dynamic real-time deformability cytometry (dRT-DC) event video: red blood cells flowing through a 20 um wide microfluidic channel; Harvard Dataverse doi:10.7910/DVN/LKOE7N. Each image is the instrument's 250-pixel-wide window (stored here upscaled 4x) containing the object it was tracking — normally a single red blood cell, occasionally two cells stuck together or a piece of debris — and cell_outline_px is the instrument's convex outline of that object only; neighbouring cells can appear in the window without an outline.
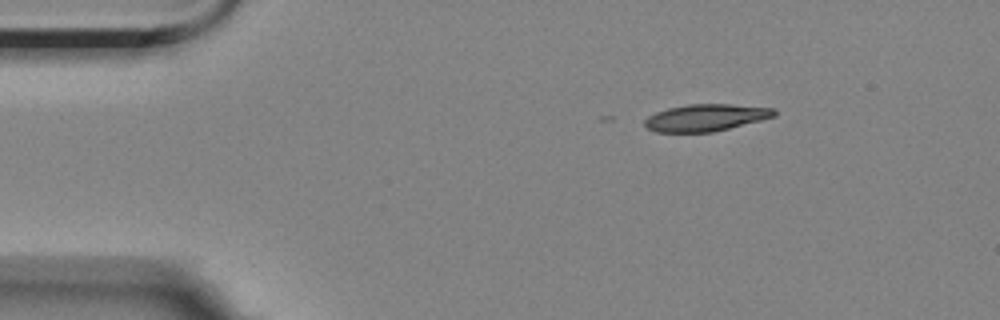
{"species": "Egyptian fruit bat (a non-hibernating species)", "species_latin": "Rousettus aegyptiacus", "temperature_condition": "room temperature", "stored_images_in_passage": 3, "camera_frame_rate_fps": 3000, "um_per_image_px": 0.085, "animal": {"sex": "female"}, "frame": {"image": 1, "passage_image": 1, "time_ms": 0.0, "image_size_px": [1000, 320], "cell_outline_px": [[776, 116], [712, 132], [656, 132], [648, 128], [644, 124], [644, 120], [648, 116], [656, 112], [668, 108], [688, 104], [732, 104], [776, 108]], "centroid_in_image_um": [59.99, 9.99], "position_along_channel_um": 25.0, "area_um2": 20.29}}